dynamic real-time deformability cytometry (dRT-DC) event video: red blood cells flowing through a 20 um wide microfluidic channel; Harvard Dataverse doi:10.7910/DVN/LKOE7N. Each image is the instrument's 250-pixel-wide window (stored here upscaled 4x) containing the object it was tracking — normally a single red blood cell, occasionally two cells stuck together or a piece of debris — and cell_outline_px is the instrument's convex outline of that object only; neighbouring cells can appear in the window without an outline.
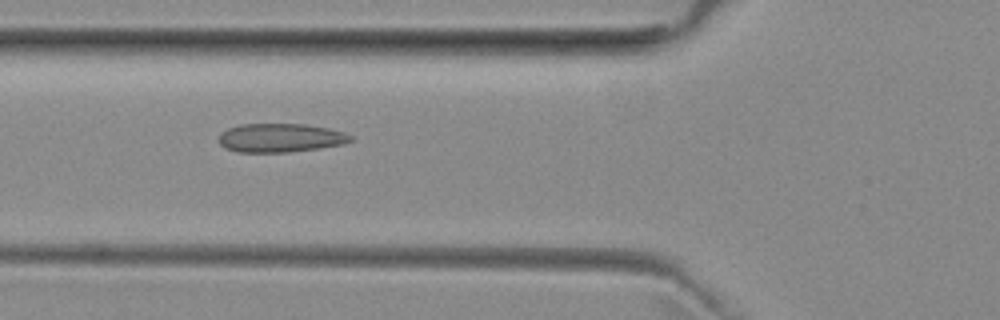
{"species": "common noctule bat (a hibernating species)", "species_latin": "Nyctalus noctula", "temperature_condition": "room temperature", "stored_images_in_passage": 36, "camera_frame_rate_fps": 3000, "um_per_image_px": 0.085, "animal": {"sex": "female", "body_mass_g": 29.2, "forearm_length_mm": 56.3}, "frame": {"image": 1, "passage_image": 5, "time_ms": 1.333, "image_size_px": [1000, 320], "cell_outline_px": [[352, 140], [340, 144], [316, 148], [288, 152], [236, 152], [224, 148], [220, 144], [220, 132], [228, 128], [240, 124], [304, 124], [328, 128], [344, 132], [352, 136]], "centroid_in_image_um": [23.78, 11.71], "position_along_channel_um": 102.0, "area_um2": 21.91}}
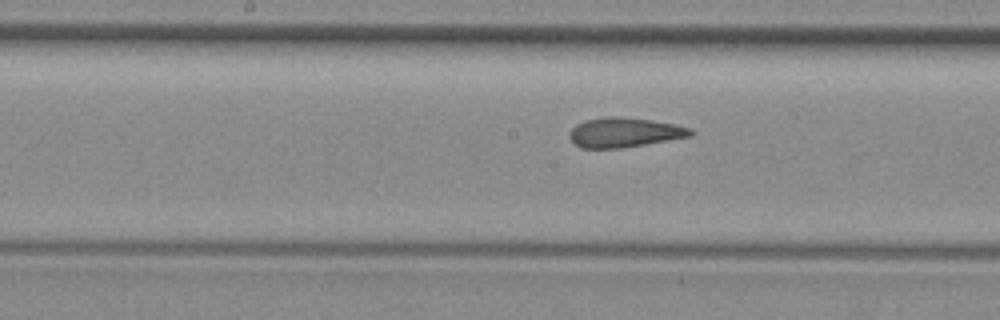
{"frame": {"image": 2, "passage_image": 12, "time_ms": 3.667, "image_size_px": [1000, 320], "cell_outline_px": [[692, 136], [624, 148], [580, 148], [568, 136], [572, 128], [576, 124], [588, 120], [608, 116], [620, 116], [652, 120], [676, 124], [688, 128], [692, 132]], "centroid_in_image_um": [53.07, 11.26], "position_along_channel_um": 195.1, "area_um2": 20.87}}
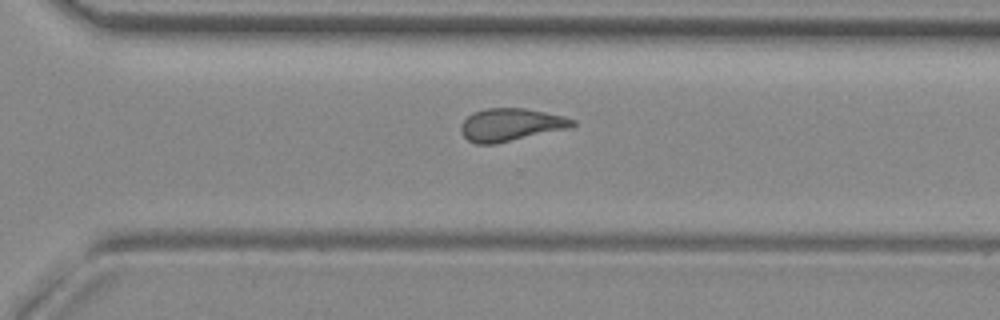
{"frame": {"image": 3, "passage_image": 22, "time_ms": 7.0, "image_size_px": [1000, 320], "cell_outline_px": [[576, 124], [568, 128], [496, 144], [476, 144], [468, 140], [460, 132], [460, 124], [472, 112], [484, 108], [524, 108], [564, 116], [576, 120]], "centroid_in_image_um": [43.38, 10.6], "position_along_channel_um": 327.2, "area_um2": 21.33}, "authors_computed_cell_mechanics": {"area_um2": 20.808, "velocity_mm_per_s": 3.979, "shape_relaxation_time_tau1_ms": null, "shape_relaxation_time_tau2_ms": 2.4596, "deformation_change_tau1": null, "deformation_change_tau2": 0.0895}}